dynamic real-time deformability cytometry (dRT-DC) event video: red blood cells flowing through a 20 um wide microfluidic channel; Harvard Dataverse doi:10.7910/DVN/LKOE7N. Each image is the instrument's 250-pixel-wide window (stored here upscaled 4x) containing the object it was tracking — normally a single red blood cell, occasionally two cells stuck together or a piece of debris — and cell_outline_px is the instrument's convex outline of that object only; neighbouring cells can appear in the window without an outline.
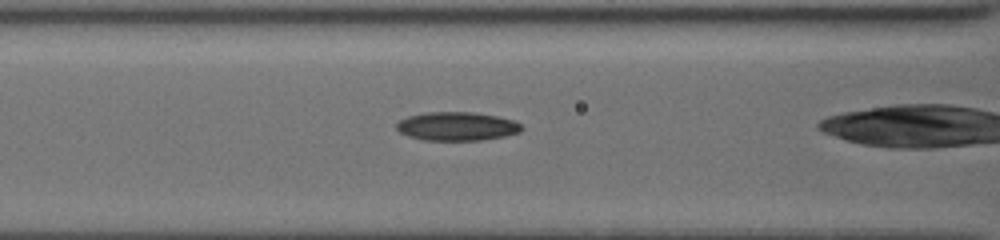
{"species": "common noctule bat (a hibernating species)", "species_latin": "Nyctalus noctula", "temperature_condition": "cold", "stored_images_in_passage": 39, "camera_frame_rate_fps": 3000, "um_per_image_px": 0.085, "animal": {"sex": "female", "body_mass_g": 19.5, "forearm_length_mm": 54.1}, "frame": {"image": 1, "passage_image": 19, "time_ms": 6.0, "image_size_px": [1000, 240], "cell_outline_px": [[524, 128], [520, 132], [504, 136], [480, 140], [424, 140], [408, 136], [400, 132], [396, 128], [396, 124], [400, 120], [408, 116], [428, 112], [472, 112], [496, 116], [512, 120], [520, 124]], "centroid_in_image_um": [38.83, 10.74], "position_along_channel_um": 127.8, "area_um2": 20.75}}
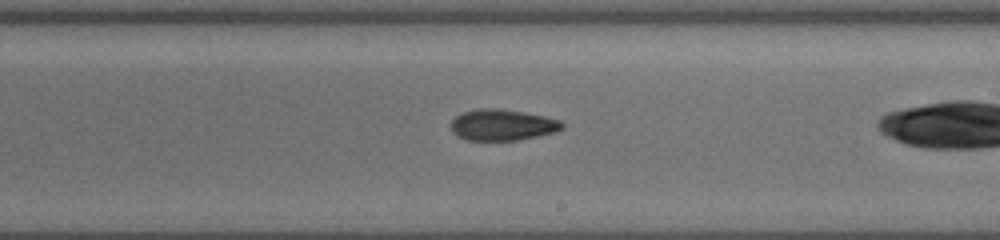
{"frame": {"image": 2, "passage_image": 28, "time_ms": 9.0, "image_size_px": [1000, 240], "cell_outline_px": [[564, 128], [556, 132], [516, 140], [468, 140], [452, 132], [452, 120], [460, 112], [476, 108], [500, 108], [524, 112], [544, 116], [560, 120], [564, 124]], "centroid_in_image_um": [42.71, 10.6], "position_along_channel_um": 246.3, "area_um2": 20.23}}
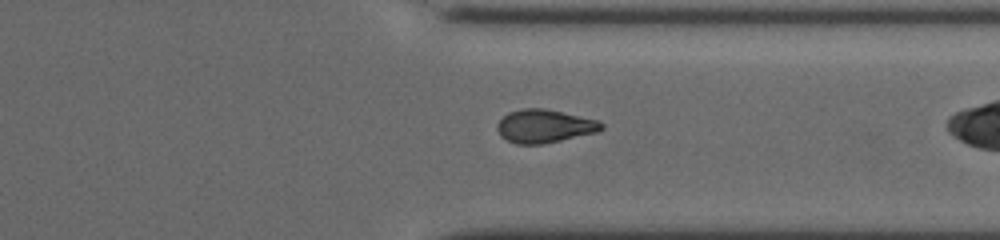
{"frame": {"image": 3, "passage_image": 37, "time_ms": 12.0, "image_size_px": [1000, 240], "cell_outline_px": [[604, 128], [596, 132], [560, 140], [540, 144], [516, 144], [500, 136], [496, 128], [496, 124], [508, 112], [520, 108], [544, 108], [600, 120], [604, 124]], "centroid_in_image_um": [46.27, 10.7], "position_along_channel_um": 365.1, "area_um2": 20.23}}